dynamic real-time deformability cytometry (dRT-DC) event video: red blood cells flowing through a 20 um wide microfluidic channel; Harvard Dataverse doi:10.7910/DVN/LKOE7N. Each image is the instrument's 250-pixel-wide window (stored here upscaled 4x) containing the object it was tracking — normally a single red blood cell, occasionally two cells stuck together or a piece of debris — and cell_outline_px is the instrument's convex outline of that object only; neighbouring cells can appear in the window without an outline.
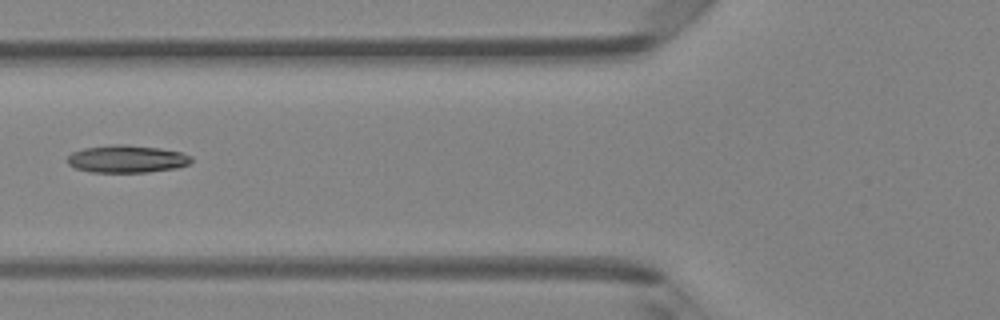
{"species": "Egyptian fruit bat (a non-hibernating species)", "species_latin": "Rousettus aegyptiacus", "temperature_condition": "room temperature", "stored_images_in_passage": 4, "camera_frame_rate_fps": 3000, "um_per_image_px": 0.085, "animal": {"sex": "female"}, "frame": {"image": 1, "passage_image": 4, "time_ms": 1.0, "image_size_px": [1000, 320], "cell_outline_px": [[192, 160], [188, 164], [176, 168], [148, 172], [92, 172], [76, 168], [68, 164], [68, 156], [72, 152], [84, 148], [112, 144], [128, 144], [160, 148], [180, 152], [192, 156]], "centroid_in_image_um": [10.79, 13.5], "position_along_channel_um": 115.0, "area_um2": 19.88}}